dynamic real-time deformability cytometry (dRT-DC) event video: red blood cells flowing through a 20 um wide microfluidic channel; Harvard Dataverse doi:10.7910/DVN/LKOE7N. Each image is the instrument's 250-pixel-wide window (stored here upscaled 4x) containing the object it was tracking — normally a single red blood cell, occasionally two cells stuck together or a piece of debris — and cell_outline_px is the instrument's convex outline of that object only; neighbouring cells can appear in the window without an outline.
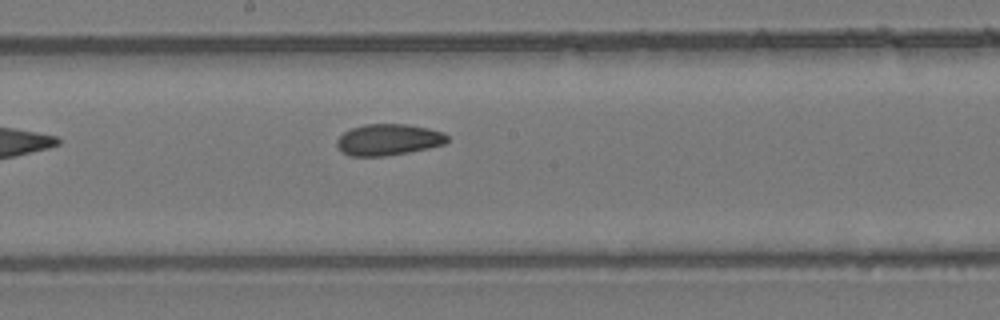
{"species": "common noctule bat (a hibernating species)", "species_latin": "Nyctalus noctula", "temperature_condition": "room temperature", "stored_images_in_passage": 10, "camera_frame_rate_fps": 3000, "um_per_image_px": 0.085, "animal": {"sex": "female", "body_mass_g": 24.6, "forearm_length_mm": 56.2}, "frame": {"image": 1, "passage_image": 10, "time_ms": 11.333, "image_size_px": [1000, 320], "cell_outline_px": [[448, 140], [444, 144], [428, 148], [408, 152], [384, 156], [348, 156], [340, 152], [336, 144], [336, 140], [344, 132], [352, 128], [364, 124], [408, 124], [428, 128], [444, 132], [448, 136]], "centroid_in_image_um": [32.99, 11.87], "position_along_channel_um": 215.2, "area_um2": 20.29}}